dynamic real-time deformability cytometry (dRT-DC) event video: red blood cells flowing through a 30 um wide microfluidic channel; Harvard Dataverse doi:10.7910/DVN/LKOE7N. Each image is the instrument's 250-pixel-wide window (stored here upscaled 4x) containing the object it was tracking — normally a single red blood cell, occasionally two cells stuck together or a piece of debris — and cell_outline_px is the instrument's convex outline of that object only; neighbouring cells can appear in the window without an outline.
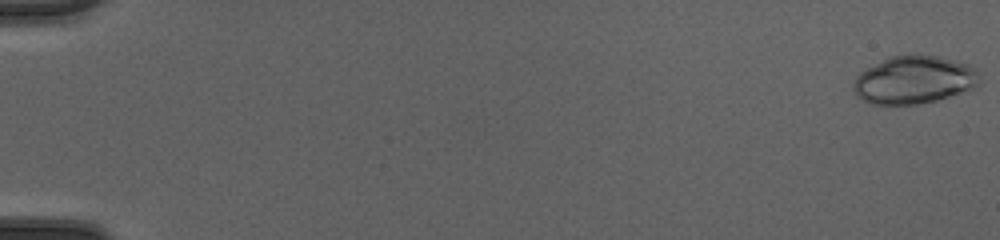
{"species": "common noctule bat (a hibernating species)", "species_latin": "Nyctalus noctula", "temperature_condition": "cold", "stored_images_in_passage": 50, "camera_frame_rate_fps": 3000, "um_per_image_px": 0.085, "animal": {"sex": "female", "body_mass_g": 20.0, "forearm_length_mm": 54.0}, "frame": {"image": 1, "passage_image": 1, "time_ms": 0.0, "image_size_px": [1000, 240], "cell_outline_px": [[980, 80], [972, 88], [936, 100], [916, 104], [872, 104], [856, 96], [852, 88], [852, 84], [856, 76], [860, 72], [888, 56], [916, 52], [940, 56], [968, 64], [976, 68], [980, 76]], "centroid_in_image_um": [77.66, 6.74], "position_along_channel_um": 7.3, "area_um2": 35.6}}
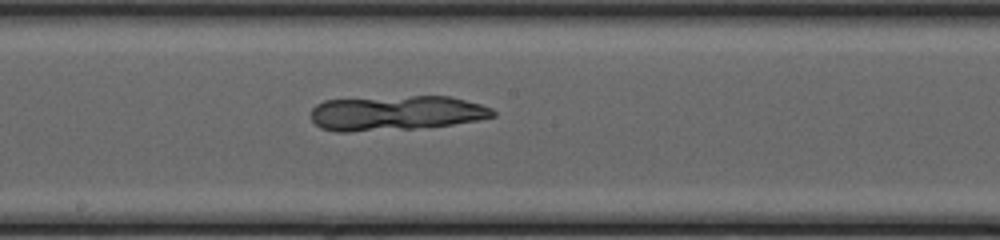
{"frame": {"image": 2, "passage_image": 29, "time_ms": 9.333, "image_size_px": [1000, 240], "cell_outline_px": [[496, 116], [476, 120], [452, 124], [412, 128], [348, 132], [336, 132], [320, 128], [312, 120], [312, 108], [316, 104], [324, 100], [412, 96], [448, 96], [480, 104], [492, 108], [496, 112]], "centroid_in_image_um": [33.64, 9.61], "position_along_channel_um": 214.6, "area_um2": 36.65}}
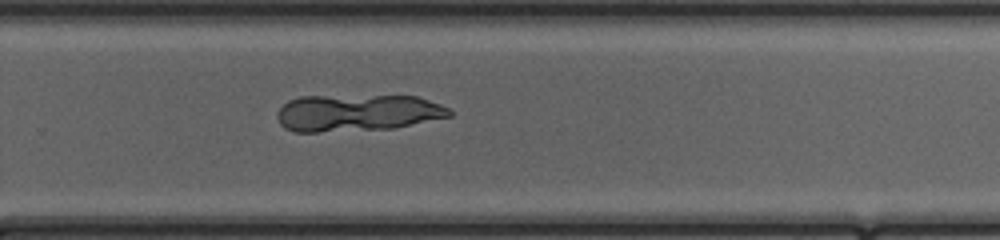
{"frame": {"image": 3, "passage_image": 35, "time_ms": 11.333, "image_size_px": [1000, 240], "cell_outline_px": [[452, 116], [396, 128], [316, 132], [292, 132], [284, 128], [280, 124], [276, 116], [276, 112], [288, 100], [300, 96], [416, 96], [440, 104], [448, 108], [452, 112]], "centroid_in_image_um": [30.34, 9.59], "position_along_channel_um": 299.5, "area_um2": 37.22}}